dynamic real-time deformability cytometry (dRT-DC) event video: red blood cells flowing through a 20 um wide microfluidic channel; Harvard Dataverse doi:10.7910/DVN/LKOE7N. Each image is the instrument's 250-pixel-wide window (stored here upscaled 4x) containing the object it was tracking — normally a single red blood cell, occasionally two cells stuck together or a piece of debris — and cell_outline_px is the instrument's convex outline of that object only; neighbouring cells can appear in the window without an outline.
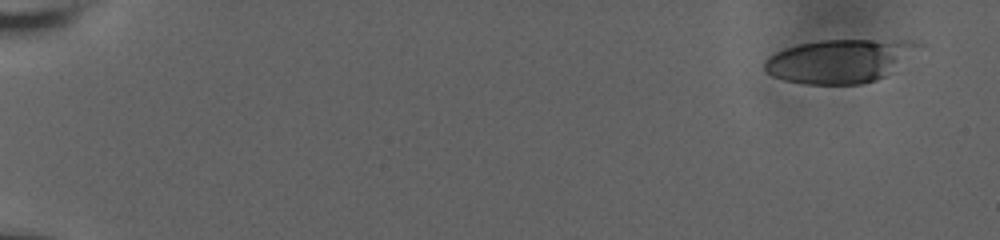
{"species": "human", "species_latin": "Homo sapiens", "temperature_condition": "room temperature", "stored_images_in_passage": 56, "camera_frame_rate_fps": 3000, "um_per_image_px": 0.085, "donor": {"sex": "male"}, "frame": {"image": 1, "passage_image": 1, "time_ms": 0.0, "image_size_px": [1000, 240], "cell_outline_px": [[924, 44], [884, 76], [876, 80], [860, 84], [804, 84], [784, 80], [772, 76], [764, 68], [764, 60], [768, 56], [784, 48], [800, 44], [820, 40], [912, 40]], "centroid_in_image_um": [71.32, 5.17], "position_along_channel_um": 13.7, "area_um2": 38.78}}
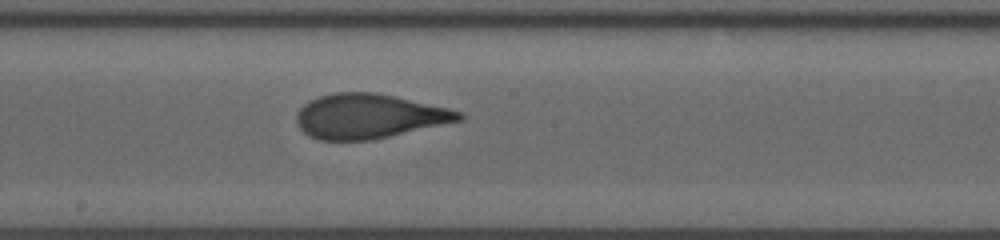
{"frame": {"image": 2, "passage_image": 32, "time_ms": 10.333, "image_size_px": [1000, 240], "cell_outline_px": [[464, 120], [372, 140], [320, 140], [308, 136], [296, 124], [296, 116], [300, 108], [304, 104], [320, 96], [336, 92], [376, 92], [396, 96], [448, 108], [464, 112]], "centroid_in_image_um": [31.38, 9.88], "position_along_channel_um": 216.8, "area_um2": 42.31}}
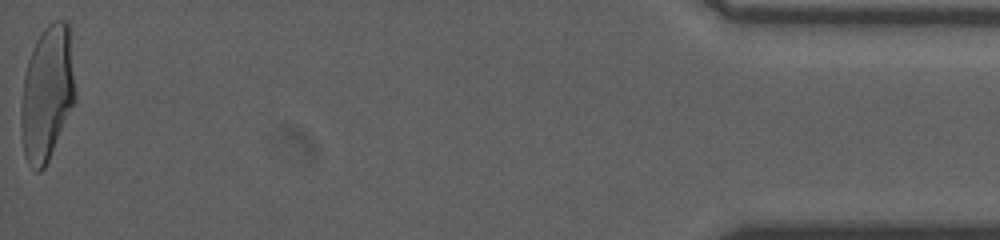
{"frame": {"image": 3, "passage_image": 56, "time_ms": 18.333, "image_size_px": [1000, 240], "cell_outline_px": [[76, 100], [48, 160], [44, 168], [40, 172], [36, 172], [28, 164], [24, 156], [20, 128], [20, 108], [24, 76], [28, 60], [32, 48], [36, 40], [44, 28], [48, 24], [56, 20], [64, 20], [68, 24], [76, 96]], "centroid_in_image_um": [3.98, 7.97], "position_along_channel_um": 431.2, "area_um2": 42.66}, "authors_computed_cell_mechanics": {"area_um2": 41.5004, "velocity_mm_per_s": 3.7612, "shape_relaxation_time_tau1_ms": 8.8363, "shape_relaxation_time_tau2_ms": 0.9294, "deformation_change_tau1": 0.2719, "deformation_change_tau2": 0.0868}}